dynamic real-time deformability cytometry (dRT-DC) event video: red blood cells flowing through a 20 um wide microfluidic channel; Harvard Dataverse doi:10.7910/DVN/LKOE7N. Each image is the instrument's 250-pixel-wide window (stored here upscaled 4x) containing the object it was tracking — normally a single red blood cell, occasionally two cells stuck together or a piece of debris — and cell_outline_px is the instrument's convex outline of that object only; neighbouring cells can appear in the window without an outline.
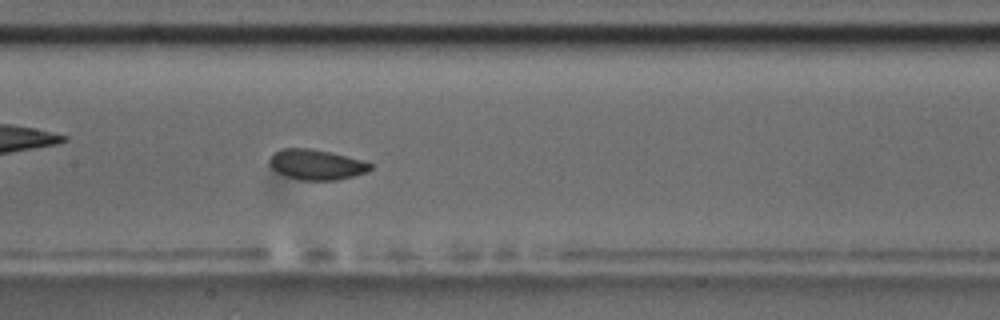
{"species": "common noctule bat (a hibernating species)", "species_latin": "Nyctalus noctula", "temperature_condition": "room temperature", "stored_images_in_passage": 9, "camera_frame_rate_fps": 3000, "um_per_image_px": 0.085, "animal": {"sex": "male", "body_mass_g": 17.5, "forearm_length_mm": 52.3}, "frame": {"image": 1, "passage_image": 9, "time_ms": 9.333, "image_size_px": [1000, 320], "cell_outline_px": [[372, 168], [368, 172], [336, 180], [300, 180], [276, 172], [268, 164], [268, 160], [280, 148], [308, 148], [328, 152], [364, 160], [372, 164]], "centroid_in_image_um": [26.89, 13.99], "position_along_channel_um": 180.5, "area_um2": 17.74}}